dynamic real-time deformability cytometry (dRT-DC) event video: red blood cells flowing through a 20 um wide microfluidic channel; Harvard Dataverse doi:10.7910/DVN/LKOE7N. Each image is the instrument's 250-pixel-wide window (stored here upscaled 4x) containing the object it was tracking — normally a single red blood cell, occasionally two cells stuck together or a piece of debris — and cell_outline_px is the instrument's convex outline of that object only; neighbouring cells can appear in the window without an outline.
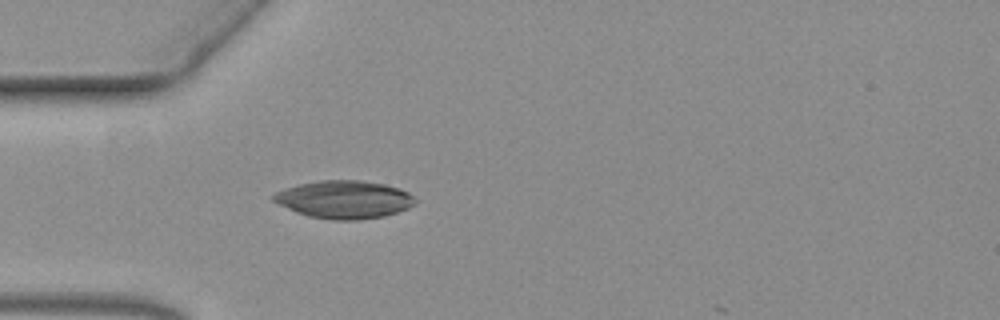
{"species": "common noctule bat (a hibernating species)", "species_latin": "Nyctalus noctula", "temperature_condition": "warm", "stored_images_in_passage": 40, "camera_frame_rate_fps": 3000, "um_per_image_px": 0.085, "animal": {"sex": "female", "body_mass_g": 19.3, "forearm_length_mm": 54.1}, "frame": {"image": 1, "passage_image": 1, "time_ms": 0.0, "image_size_px": [1000, 320], "cell_outline_px": [[416, 204], [408, 208], [384, 216], [356, 220], [332, 220], [308, 216], [296, 212], [272, 200], [272, 196], [276, 192], [284, 188], [300, 184], [320, 180], [360, 180], [384, 184], [400, 188], [408, 192], [416, 200]], "centroid_in_image_um": [29.26, 16.95], "position_along_channel_um": 55.7, "area_um2": 31.21}}
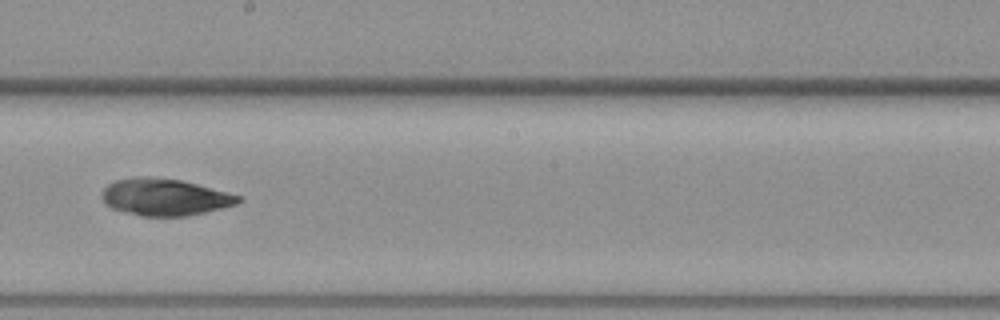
{"frame": {"image": 2, "passage_image": 17, "time_ms": 5.333, "image_size_px": [1000, 320], "cell_outline_px": [[240, 200], [236, 204], [188, 216], [140, 216], [124, 212], [112, 208], [104, 204], [100, 196], [100, 192], [108, 184], [116, 180], [136, 176], [148, 176], [180, 180], [228, 192], [240, 196]], "centroid_in_image_um": [13.92, 16.75], "position_along_channel_um": 234.3, "area_um2": 29.36}}
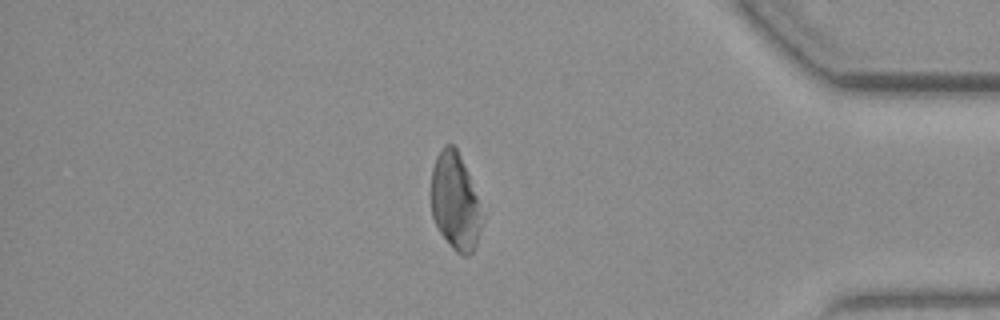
{"frame": {"image": 3, "passage_image": 34, "time_ms": 11.0, "image_size_px": [1000, 320], "cell_outline_px": [[480, 228], [476, 244], [472, 252], [468, 256], [460, 256], [452, 248], [440, 232], [432, 216], [432, 168], [436, 156], [440, 148], [444, 144], [452, 144], [456, 148], [468, 172], [476, 196], [480, 224]], "centroid_in_image_um": [38.64, 17.12], "position_along_channel_um": 396.6, "area_um2": 28.03}}